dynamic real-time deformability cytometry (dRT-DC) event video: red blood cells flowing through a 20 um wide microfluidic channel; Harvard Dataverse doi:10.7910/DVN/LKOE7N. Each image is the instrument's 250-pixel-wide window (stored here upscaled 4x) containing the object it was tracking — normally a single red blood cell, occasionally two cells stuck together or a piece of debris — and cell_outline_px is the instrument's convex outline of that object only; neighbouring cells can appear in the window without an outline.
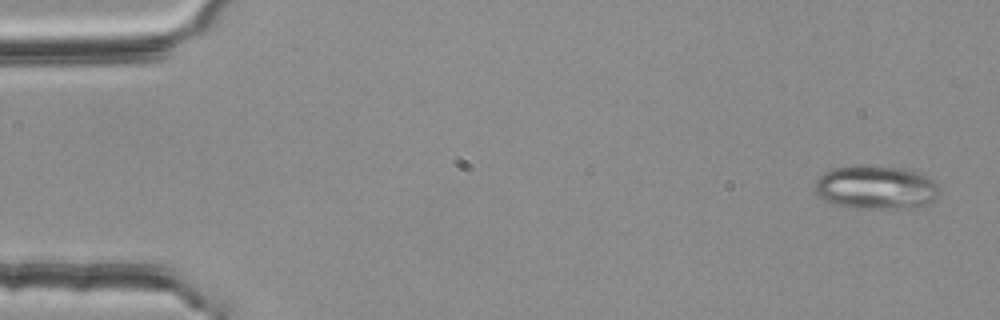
{"species": "common noctule bat (a hibernating species)", "species_latin": "Nyctalus noctula", "temperature_condition": "room temperature", "stored_images_in_passage": 4, "camera_frame_rate_fps": 3000, "um_per_image_px": 0.085, "animal": {"sex": "female", "body_mass_g": 25.1}, "frame": {"image": 1, "passage_image": 1, "time_ms": 0.0, "image_size_px": [1000, 320], "cell_outline_px": [[940, 192], [932, 200], [924, 204], [908, 208], [864, 208], [836, 204], [824, 200], [816, 192], [816, 180], [824, 172], [832, 168], [860, 164], [904, 168], [928, 176], [940, 188]], "centroid_in_image_um": [74.45, 15.9], "position_along_channel_um": 10.5, "area_um2": 31.5}}